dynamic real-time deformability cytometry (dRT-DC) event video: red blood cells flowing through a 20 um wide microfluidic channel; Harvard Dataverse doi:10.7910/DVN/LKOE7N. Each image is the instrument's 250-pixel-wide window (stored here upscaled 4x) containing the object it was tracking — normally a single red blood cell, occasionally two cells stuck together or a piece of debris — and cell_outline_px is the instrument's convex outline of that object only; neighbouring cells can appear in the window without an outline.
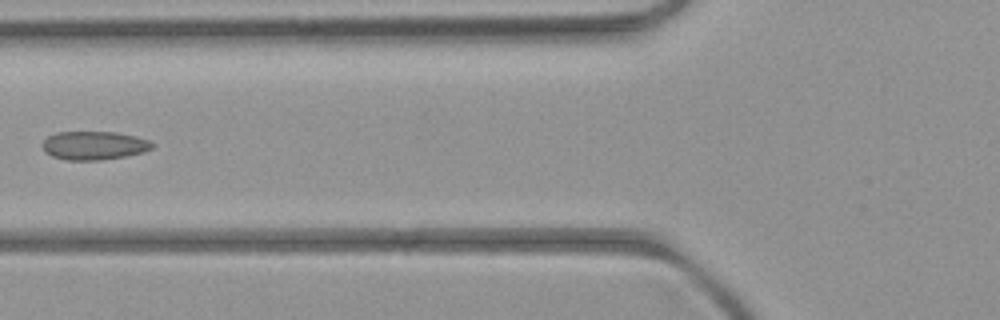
{"species": "common noctule bat (a hibernating species)", "species_latin": "Nyctalus noctula", "temperature_condition": "room temperature", "stored_images_in_passage": 5, "camera_frame_rate_fps": 3000, "um_per_image_px": 0.085, "animal": {"sex": "female", "body_mass_g": 21.9}, "frame": {"image": 1, "passage_image": 4, "time_ms": 4.333, "image_size_px": [1000, 320], "cell_outline_px": [[156, 144], [152, 148], [144, 152], [124, 156], [100, 160], [64, 160], [52, 156], [44, 152], [40, 144], [48, 136], [56, 132], [116, 132], [136, 136], [148, 140]], "centroid_in_image_um": [7.97, 12.36], "position_along_channel_um": 117.8, "area_um2": 18.44}}
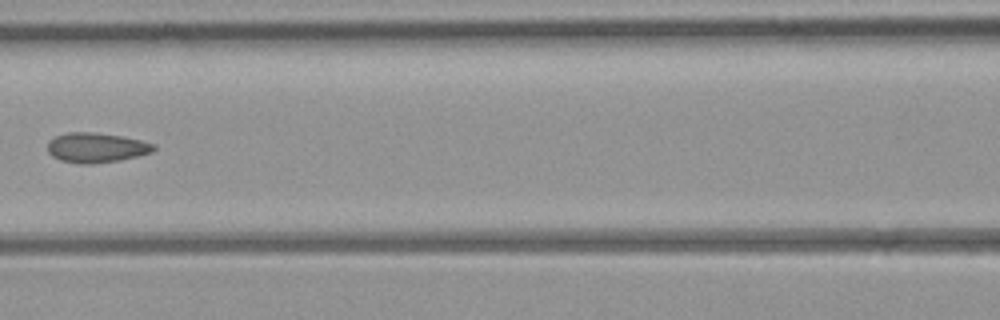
{"frame": {"image": 2, "passage_image": 5, "time_ms": 5.333, "image_size_px": [1000, 320], "cell_outline_px": [[156, 148], [152, 152], [120, 160], [92, 164], [80, 164], [60, 160], [52, 156], [48, 152], [48, 140], [56, 136], [68, 132], [92, 132], [120, 136], [140, 140], [156, 144]], "centroid_in_image_um": [8.17, 12.55], "position_along_channel_um": 158.4, "area_um2": 18.44}}